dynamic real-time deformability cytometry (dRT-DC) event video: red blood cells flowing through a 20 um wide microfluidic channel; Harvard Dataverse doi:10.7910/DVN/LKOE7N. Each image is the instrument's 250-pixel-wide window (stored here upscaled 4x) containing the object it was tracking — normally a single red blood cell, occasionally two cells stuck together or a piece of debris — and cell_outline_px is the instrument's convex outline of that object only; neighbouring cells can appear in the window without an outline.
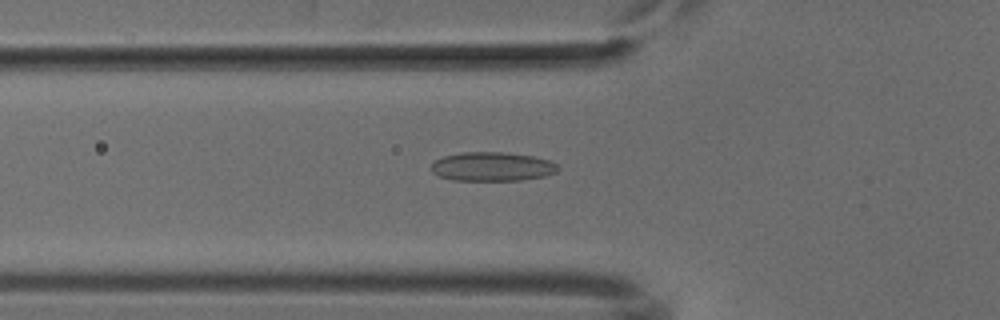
{"species": "common noctule bat (a hibernating species)", "species_latin": "Nyctalus noctula", "temperature_condition": "cold", "stored_images_in_passage": 51, "camera_frame_rate_fps": 3000, "um_per_image_px": 0.085, "animal": {"sex": "male", "body_mass_g": 18.8}, "frame": {"image": 1, "passage_image": 17, "time_ms": 5.333, "image_size_px": [1000, 320], "cell_outline_px": [[560, 168], [556, 172], [544, 176], [520, 180], [452, 180], [436, 176], [428, 168], [436, 160], [444, 156], [460, 152], [500, 152], [532, 156], [552, 160]], "centroid_in_image_um": [41.8, 14.16], "position_along_channel_um": 84.0, "area_um2": 21.56}}
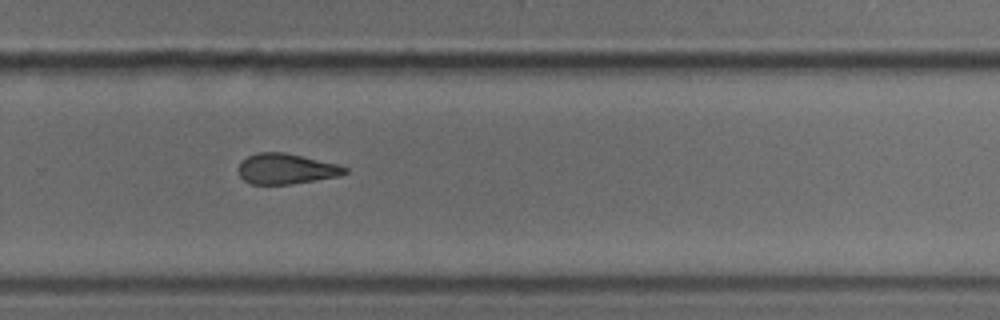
{"frame": {"image": 2, "passage_image": 34, "time_ms": 11.0, "image_size_px": [1000, 320], "cell_outline_px": [[348, 172], [340, 176], [292, 184], [252, 184], [244, 180], [240, 176], [236, 168], [240, 160], [256, 152], [284, 152], [340, 164], [348, 168]], "centroid_in_image_um": [24.31, 14.34], "position_along_channel_um": 305.5, "area_um2": 19.25}}
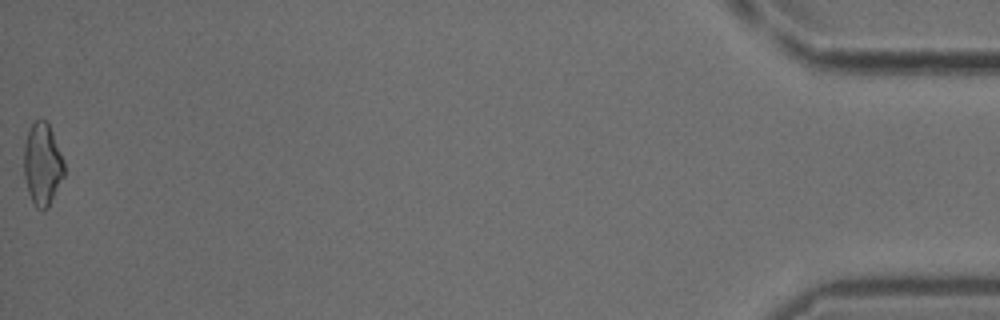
{"frame": {"image": 3, "passage_image": 51, "time_ms": 16.667, "image_size_px": [1000, 320], "cell_outline_px": [[64, 176], [48, 208], [44, 212], [36, 208], [28, 192], [24, 176], [24, 144], [28, 132], [32, 124], [36, 120], [44, 120], [48, 124], [52, 132], [64, 160]], "centroid_in_image_um": [3.6, 14.01], "position_along_channel_um": 431.6, "area_um2": 19.25}}